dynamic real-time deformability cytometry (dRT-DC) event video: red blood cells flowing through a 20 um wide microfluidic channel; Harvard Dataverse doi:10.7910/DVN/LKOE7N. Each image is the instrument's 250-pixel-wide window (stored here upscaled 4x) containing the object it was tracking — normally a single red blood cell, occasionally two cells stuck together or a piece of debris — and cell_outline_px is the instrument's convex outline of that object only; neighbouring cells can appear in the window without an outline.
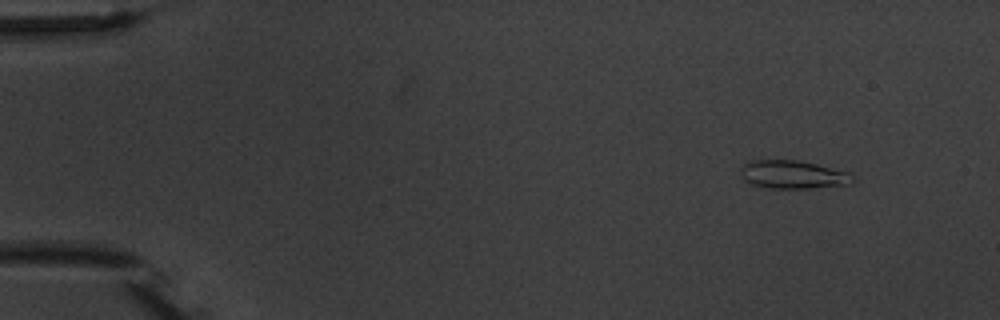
{"species": "common noctule bat (a hibernating species)", "species_latin": "Nyctalus noctula", "temperature_condition": "warm", "stored_images_in_passage": 5, "camera_frame_rate_fps": 3000, "um_per_image_px": 0.085, "animal": {"sex": "male", "body_mass_g": 20.1, "forearm_length_mm": 53.5}, "frame": {"image": 1, "passage_image": 2, "time_ms": 1.333, "image_size_px": [1000, 320], "cell_outline_px": [[852, 184], [812, 188], [772, 188], [752, 184], [744, 180], [740, 172], [740, 168], [744, 164], [752, 160], [796, 160], [816, 164], [848, 172], [852, 176]], "centroid_in_image_um": [67.38, 14.84], "position_along_channel_um": 17.6, "area_um2": 18.26}}